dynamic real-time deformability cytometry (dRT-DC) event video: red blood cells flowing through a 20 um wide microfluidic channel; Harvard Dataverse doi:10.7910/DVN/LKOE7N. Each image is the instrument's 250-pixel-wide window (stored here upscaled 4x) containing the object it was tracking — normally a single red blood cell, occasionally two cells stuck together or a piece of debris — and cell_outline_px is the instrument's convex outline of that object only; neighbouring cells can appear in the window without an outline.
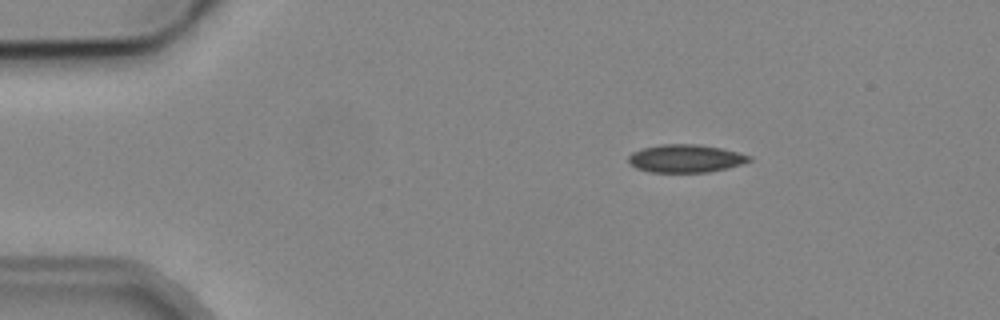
{"species": "common noctule bat (a hibernating species)", "species_latin": "Nyctalus noctula", "temperature_condition": "cold", "stored_images_in_passage": 3, "camera_frame_rate_fps": 3000, "um_per_image_px": 0.085, "animal": {"sex": "male", "body_mass_g": 19.2, "forearm_length_mm": 51.8}, "frame": {"image": 1, "passage_image": 1, "time_ms": 0.0, "image_size_px": [1000, 320], "cell_outline_px": [[752, 160], [740, 164], [708, 172], [648, 172], [636, 168], [628, 164], [628, 156], [632, 152], [644, 148], [660, 144], [696, 144], [720, 148], [752, 156]], "centroid_in_image_um": [58.22, 13.47], "position_along_channel_um": 26.8, "area_um2": 19.54}}
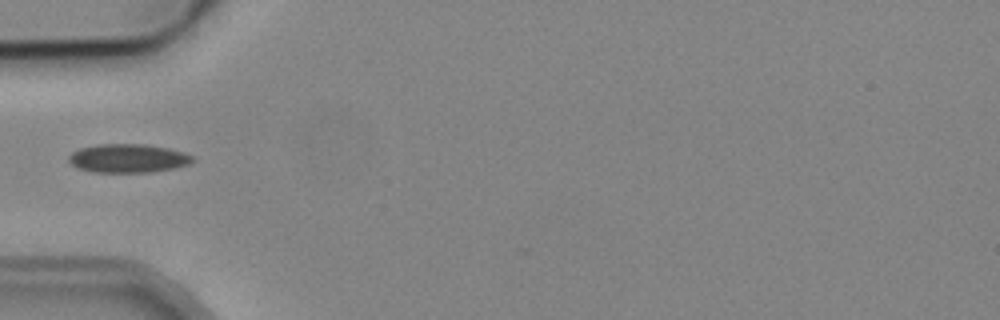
{"frame": {"image": 2, "passage_image": 3, "time_ms": 3.0, "image_size_px": [1000, 320], "cell_outline_px": [[196, 160], [188, 164], [172, 168], [148, 172], [92, 172], [80, 168], [72, 164], [68, 160], [68, 156], [72, 152], [80, 148], [100, 144], [144, 144], [168, 148], [184, 152], [192, 156]], "centroid_in_image_um": [10.88, 13.45], "position_along_channel_um": 74.1, "area_um2": 20.52}}